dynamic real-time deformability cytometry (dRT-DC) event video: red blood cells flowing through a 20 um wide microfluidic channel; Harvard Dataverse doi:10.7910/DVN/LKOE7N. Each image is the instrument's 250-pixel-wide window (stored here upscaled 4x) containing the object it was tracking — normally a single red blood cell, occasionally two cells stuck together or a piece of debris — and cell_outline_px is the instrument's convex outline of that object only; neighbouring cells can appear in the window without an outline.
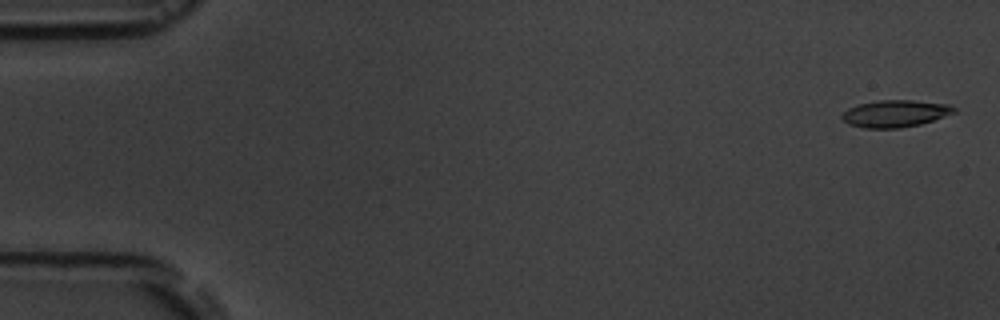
{"species": "common noctule bat (a hibernating species)", "species_latin": "Nyctalus noctula", "temperature_condition": "room temperature", "stored_images_in_passage": 6, "camera_frame_rate_fps": 3000, "um_per_image_px": 0.085, "animal": {"sex": "male", "body_mass_g": 19.5, "forearm_length_mm": 54.6}, "frame": {"image": 1, "passage_image": 1, "time_ms": 0.0, "image_size_px": [1000, 320], "cell_outline_px": [[956, 112], [920, 124], [900, 128], [864, 128], [848, 124], [840, 116], [848, 108], [860, 104], [880, 100], [912, 100], [948, 104], [956, 108]], "centroid_in_image_um": [76.08, 9.65], "position_along_channel_um": 8.9, "area_um2": 17.51}}
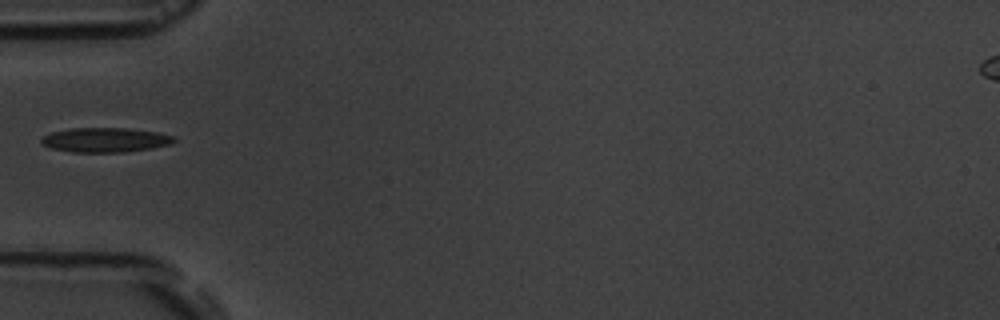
{"frame": {"image": 2, "passage_image": 5, "time_ms": 5.667, "image_size_px": [1000, 320], "cell_outline_px": [[176, 140], [172, 144], [152, 148], [124, 152], [72, 152], [52, 148], [40, 144], [40, 136], [52, 132], [72, 128], [128, 128], [156, 132], [172, 136]], "centroid_in_image_um": [8.91, 11.89], "position_along_channel_um": 76.1, "area_um2": 19.02}}
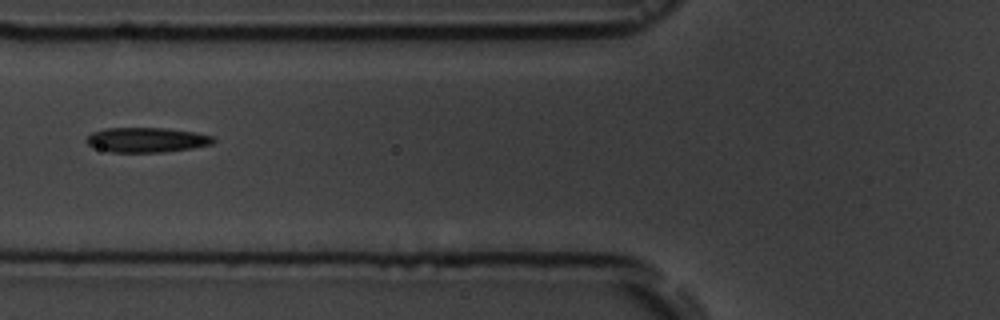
{"frame": {"image": 3, "passage_image": 6, "time_ms": 6.667, "image_size_px": [1000, 320], "cell_outline_px": [[216, 140], [212, 144], [192, 148], [164, 152], [108, 152], [92, 148], [84, 140], [92, 132], [104, 128], [168, 128], [196, 132], [212, 136]], "centroid_in_image_um": [12.43, 11.89], "position_along_channel_um": 113.4, "area_um2": 18.61}}